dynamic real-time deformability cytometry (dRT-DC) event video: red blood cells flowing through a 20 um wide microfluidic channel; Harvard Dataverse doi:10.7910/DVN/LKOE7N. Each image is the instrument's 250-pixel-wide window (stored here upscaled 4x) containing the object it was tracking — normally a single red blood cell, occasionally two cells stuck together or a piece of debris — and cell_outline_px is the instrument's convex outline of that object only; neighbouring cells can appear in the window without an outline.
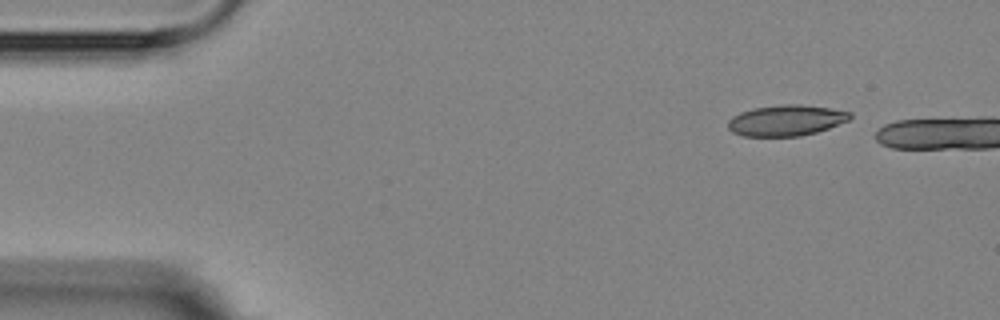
{"species": "Egyptian fruit bat (a non-hibernating species)", "species_latin": "Rousettus aegyptiacus", "temperature_condition": "room temperature", "stored_images_in_passage": 5, "camera_frame_rate_fps": 3000, "um_per_image_px": 0.085, "animal": {"sex": "female"}, "frame": {"image": 1, "passage_image": 5, "time_ms": 6.0, "image_size_px": [1000, 320], "cell_outline_px": [[852, 116], [848, 120], [828, 128], [816, 132], [800, 136], [744, 136], [732, 132], [728, 128], [728, 120], [732, 116], [740, 112], [752, 108], [784, 104], [800, 104], [828, 108], [852, 112]], "centroid_in_image_um": [66.79, 10.23], "position_along_channel_um": 18.2, "area_um2": 21.91}}